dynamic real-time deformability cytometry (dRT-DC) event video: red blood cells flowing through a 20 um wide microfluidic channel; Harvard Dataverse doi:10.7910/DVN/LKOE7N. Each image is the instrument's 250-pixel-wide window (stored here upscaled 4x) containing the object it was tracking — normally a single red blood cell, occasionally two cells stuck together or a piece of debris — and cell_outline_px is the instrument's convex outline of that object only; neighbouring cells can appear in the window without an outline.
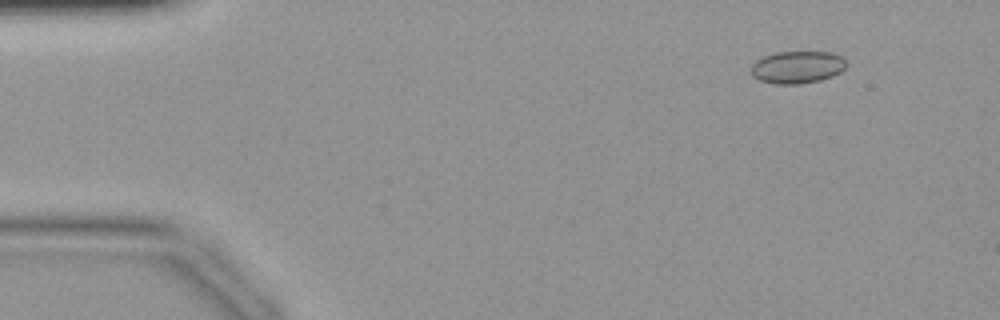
{"species": "common noctule bat (a hibernating species)", "species_latin": "Nyctalus noctula", "temperature_condition": "warm", "stored_images_in_passage": 9, "camera_frame_rate_fps": 3000, "um_per_image_px": 0.085, "animal": {"sex": "female", "body_mass_g": 19.9}, "frame": {"image": 1, "passage_image": 2, "time_ms": 0.333, "image_size_px": [1000, 320], "cell_outline_px": [[844, 68], [840, 72], [832, 76], [820, 80], [800, 84], [776, 84], [760, 80], [752, 76], [752, 64], [756, 60], [764, 56], [776, 52], [832, 52], [840, 56], [844, 60]], "centroid_in_image_um": [67.74, 5.71], "position_along_channel_um": 17.3, "area_um2": 17.8}}